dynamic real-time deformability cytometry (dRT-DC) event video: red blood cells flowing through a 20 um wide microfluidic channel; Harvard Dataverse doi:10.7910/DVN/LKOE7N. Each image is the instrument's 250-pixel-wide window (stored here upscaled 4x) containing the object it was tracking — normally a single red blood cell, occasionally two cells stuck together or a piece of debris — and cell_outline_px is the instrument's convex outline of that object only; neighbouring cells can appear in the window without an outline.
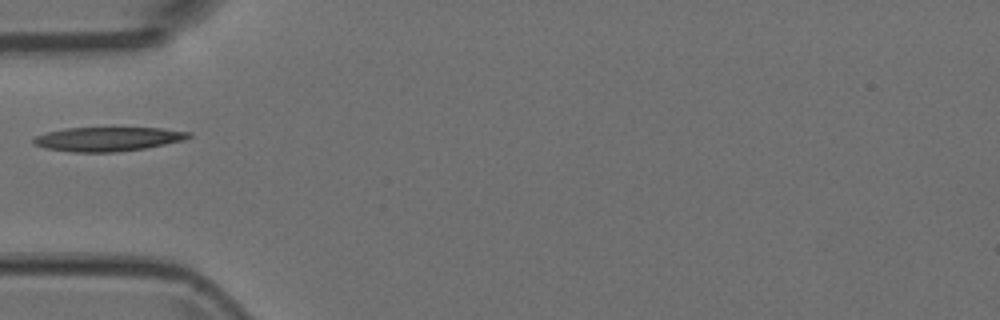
{"species": "Egyptian fruit bat (a non-hibernating species)", "species_latin": "Rousettus aegyptiacus", "temperature_condition": "room temperature", "stored_images_in_passage": 1, "camera_frame_rate_fps": 3000, "um_per_image_px": 0.085, "animal": {"sex": "female"}, "frame": {"image": 1, "passage_image": 1, "time_ms": 0.0, "image_size_px": [1000, 320], "cell_outline_px": [[192, 136], [184, 140], [144, 148], [116, 152], [72, 152], [44, 148], [32, 144], [32, 140], [36, 136], [48, 132], [64, 128], [160, 128], [192, 132]], "centroid_in_image_um": [9.15, 11.82], "position_along_channel_um": 75.9, "area_um2": 21.79}}